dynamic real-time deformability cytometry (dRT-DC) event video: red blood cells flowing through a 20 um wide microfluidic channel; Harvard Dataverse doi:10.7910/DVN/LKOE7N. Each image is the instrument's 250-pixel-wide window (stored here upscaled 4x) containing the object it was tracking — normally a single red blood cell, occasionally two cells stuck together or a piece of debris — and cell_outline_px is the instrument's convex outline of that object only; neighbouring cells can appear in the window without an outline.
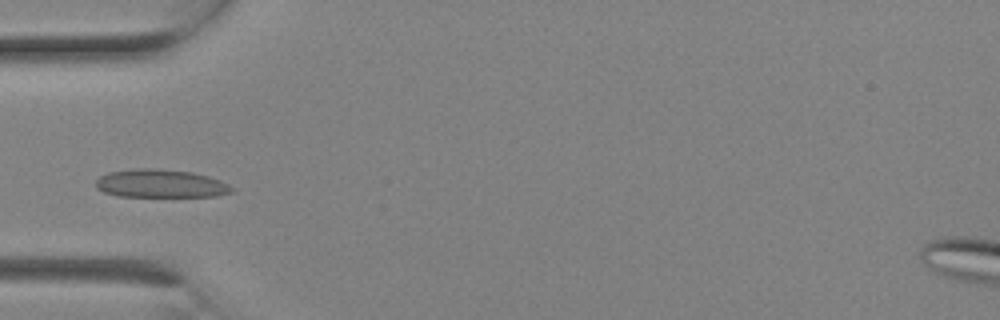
{"species": "Egyptian fruit bat (a non-hibernating species)", "species_latin": "Rousettus aegyptiacus", "temperature_condition": "room temperature", "stored_images_in_passage": 2, "camera_frame_rate_fps": 3000, "um_per_image_px": 0.085, "animal": {"sex": "female"}, "frame": {"image": 1, "passage_image": 2, "time_ms": 0.333, "image_size_px": [1000, 320], "cell_outline_px": [[236, 188], [232, 192], [216, 196], [120, 196], [104, 192], [96, 188], [96, 180], [100, 176], [108, 172], [132, 168], [156, 168], [192, 172], [208, 176], [220, 180]], "centroid_in_image_um": [13.65, 15.59], "position_along_channel_um": 71.3, "area_um2": 22.43}}